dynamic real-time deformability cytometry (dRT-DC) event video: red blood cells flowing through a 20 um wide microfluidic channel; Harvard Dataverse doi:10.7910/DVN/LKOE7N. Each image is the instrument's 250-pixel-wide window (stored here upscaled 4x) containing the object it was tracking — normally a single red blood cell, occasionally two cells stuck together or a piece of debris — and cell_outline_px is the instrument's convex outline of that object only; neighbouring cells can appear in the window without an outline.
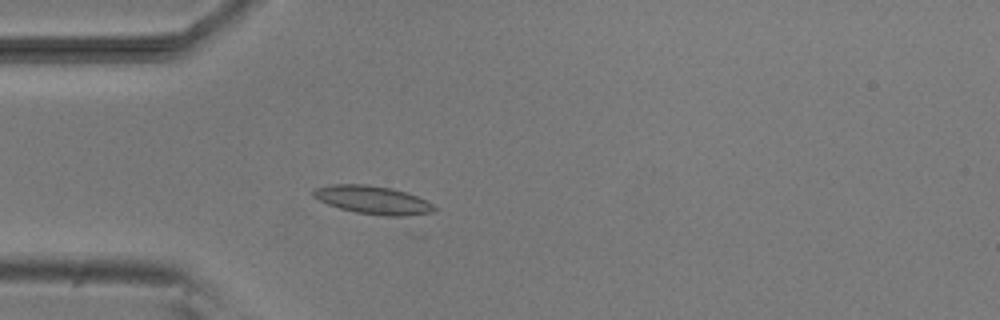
{"species": "common noctule bat (a hibernating species)", "species_latin": "Nyctalus noctula", "temperature_condition": "room temperature", "stored_images_in_passage": 4, "camera_frame_rate_fps": 3000, "um_per_image_px": 0.085, "animal": {"sex": "male", "body_mass_g": 20.5, "forearm_length_mm": 52.5}, "frame": {"image": 1, "passage_image": 4, "time_ms": 3.667, "image_size_px": [1000, 320], "cell_outline_px": [[436, 208], [432, 212], [404, 216], [384, 216], [356, 212], [340, 208], [328, 204], [312, 196], [312, 192], [316, 188], [332, 184], [368, 184], [392, 188], [408, 192], [432, 204]], "centroid_in_image_um": [31.68, 16.99], "position_along_channel_um": 53.3, "area_um2": 19.77}}